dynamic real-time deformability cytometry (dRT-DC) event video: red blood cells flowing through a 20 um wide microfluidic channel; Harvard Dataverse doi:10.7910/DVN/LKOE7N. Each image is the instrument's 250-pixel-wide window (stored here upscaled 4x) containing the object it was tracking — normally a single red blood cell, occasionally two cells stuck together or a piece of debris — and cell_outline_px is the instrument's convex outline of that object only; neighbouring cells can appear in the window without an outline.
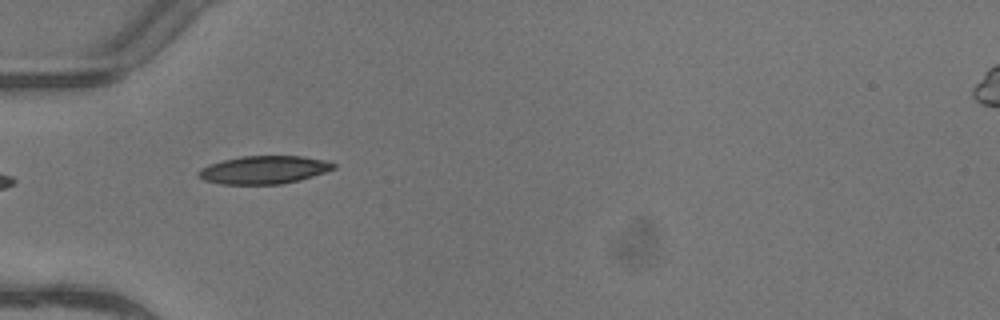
{"species": "common noctule bat (a hibernating species)", "species_latin": "Nyctalus noctula", "temperature_condition": "warm", "stored_images_in_passage": 5, "camera_frame_rate_fps": 3000, "um_per_image_px": 0.085, "animal": {"sex": "female"}, "frame": {"image": 1, "passage_image": 4, "time_ms": 1.0, "image_size_px": [1000, 320], "cell_outline_px": [[336, 168], [300, 180], [280, 184], [220, 184], [204, 180], [196, 176], [196, 172], [200, 168], [224, 160], [240, 156], [304, 156], [324, 160], [336, 164]], "centroid_in_image_um": [22.41, 14.44], "position_along_channel_um": 62.6, "area_um2": 22.02}}
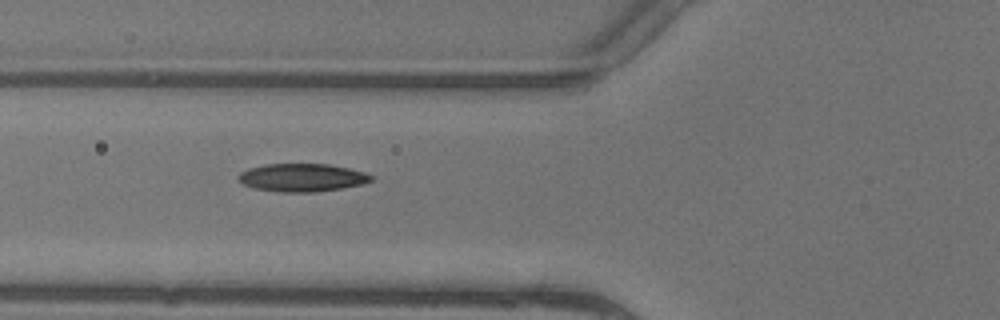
{"frame": {"image": 2, "passage_image": 5, "time_ms": 1.333, "image_size_px": [1000, 320], "cell_outline_px": [[372, 180], [360, 184], [340, 188], [316, 192], [280, 192], [252, 188], [244, 184], [236, 176], [240, 172], [248, 168], [268, 164], [328, 164], [348, 168], [364, 172], [372, 176]], "centroid_in_image_um": [25.63, 15.09], "position_along_channel_um": 100.2, "area_um2": 21.5}}